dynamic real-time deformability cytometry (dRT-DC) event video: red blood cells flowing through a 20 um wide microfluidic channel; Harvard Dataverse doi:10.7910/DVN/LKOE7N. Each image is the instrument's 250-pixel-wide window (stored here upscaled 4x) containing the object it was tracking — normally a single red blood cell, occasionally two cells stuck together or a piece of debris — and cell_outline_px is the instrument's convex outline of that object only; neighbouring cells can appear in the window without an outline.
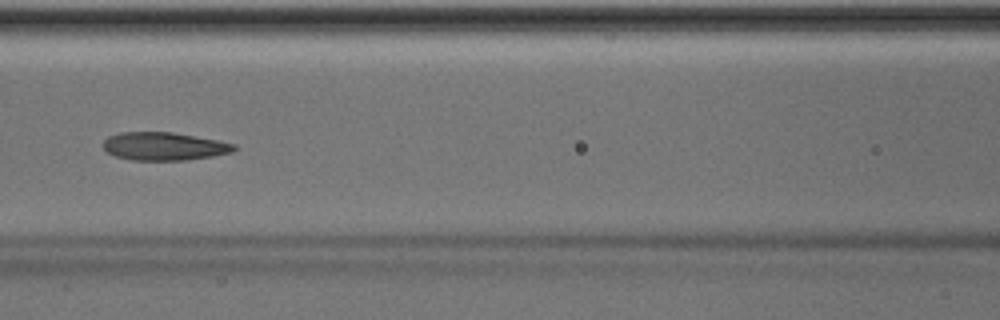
{"species": "Egyptian fruit bat (a non-hibernating species)", "species_latin": "Rousettus aegyptiacus", "temperature_condition": "room temperature", "stored_images_in_passage": 51, "camera_frame_rate_fps": 3000, "um_per_image_px": 0.085, "animal": {"sex": "male"}, "frame": {"image": 1, "passage_image": 23, "time_ms": 7.333, "image_size_px": [1000, 320], "cell_outline_px": [[236, 148], [232, 152], [212, 156], [188, 160], [132, 160], [116, 156], [108, 152], [104, 148], [104, 140], [108, 136], [120, 132], [172, 132], [216, 140], [236, 144]], "centroid_in_image_um": [13.94, 12.43], "position_along_channel_um": 152.7, "area_um2": 21.27}}
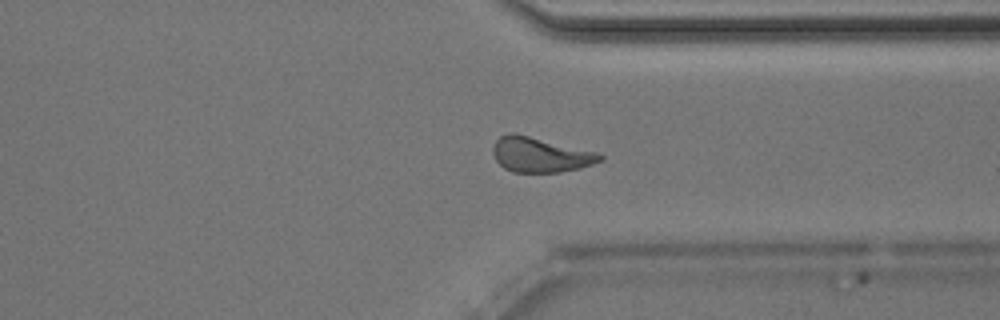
{"frame": {"image": 2, "passage_image": 39, "time_ms": 12.667, "image_size_px": [1000, 320], "cell_outline_px": [[604, 160], [580, 168], [560, 172], [512, 172], [504, 168], [496, 160], [492, 152], [492, 148], [496, 140], [500, 136], [508, 132], [512, 132], [600, 152], [604, 156]], "centroid_in_image_um": [45.94, 13.15], "position_along_channel_um": 365.5, "area_um2": 22.02}}
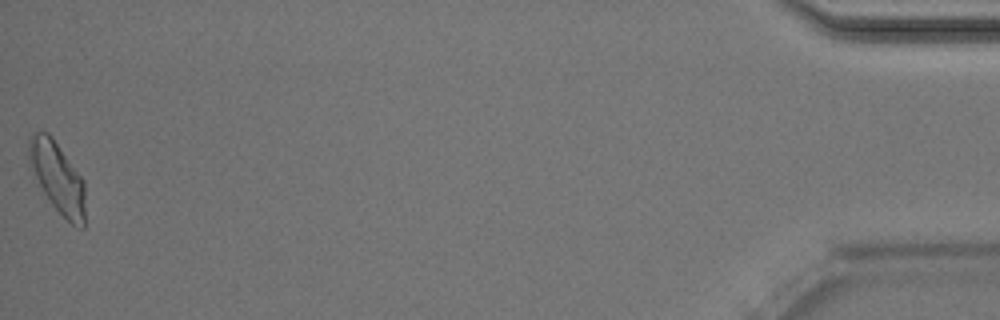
{"frame": {"image": 3, "passage_image": 51, "time_ms": 16.667, "image_size_px": [1000, 320], "cell_outline_px": [[84, 228], [80, 228], [72, 224], [52, 204], [44, 192], [28, 160], [28, 140], [36, 132], [48, 132], [52, 136], [84, 180]], "centroid_in_image_um": [4.9, 15.06], "position_along_channel_um": 430.3, "area_um2": 22.66}, "authors_computed_cell_mechanics": {"area_um2": 22.1952, "velocity_mm_per_s": 3.9897, "shape_relaxation_time_tau1_ms": 7.0921, "shape_relaxation_time_tau2_ms": 2.7285, "deformation_change_tau1": 0.1736, "deformation_change_tau2": 0.0869}}